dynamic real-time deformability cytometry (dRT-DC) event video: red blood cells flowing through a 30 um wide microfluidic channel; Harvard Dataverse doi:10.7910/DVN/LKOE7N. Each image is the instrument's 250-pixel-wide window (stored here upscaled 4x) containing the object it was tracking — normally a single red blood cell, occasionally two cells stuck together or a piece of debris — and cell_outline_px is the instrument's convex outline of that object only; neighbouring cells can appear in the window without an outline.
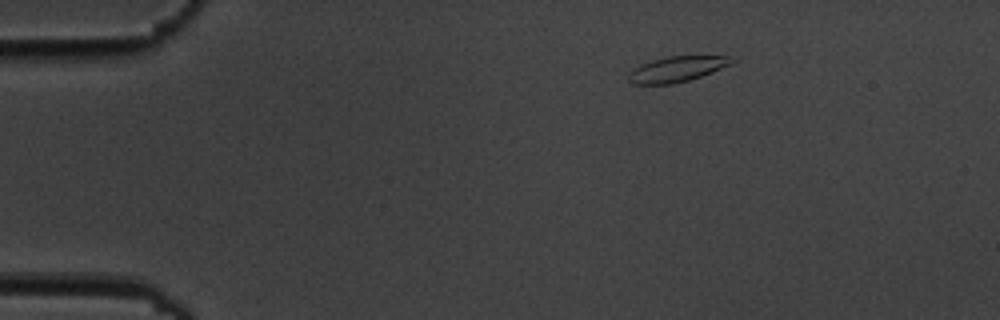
{"species": "common noctule bat (a hibernating species)", "species_latin": "Nyctalus noctula", "temperature_condition": "cold", "stored_images_in_passage": 9, "camera_frame_rate_fps": 3000, "um_per_image_px": 0.085, "animal": {"sex": "male", "body_mass_g": 19.5, "forearm_length_mm": 54.6}, "frame": {"image": 1, "passage_image": 1, "time_ms": 0.0, "image_size_px": [1000, 320], "cell_outline_px": [[736, 60], [732, 64], [712, 72], [688, 80], [672, 84], [632, 84], [628, 80], [628, 76], [632, 68], [652, 60], [668, 56], [728, 56]], "centroid_in_image_um": [57.52, 5.87], "position_along_channel_um": 27.5, "area_um2": 15.26}}
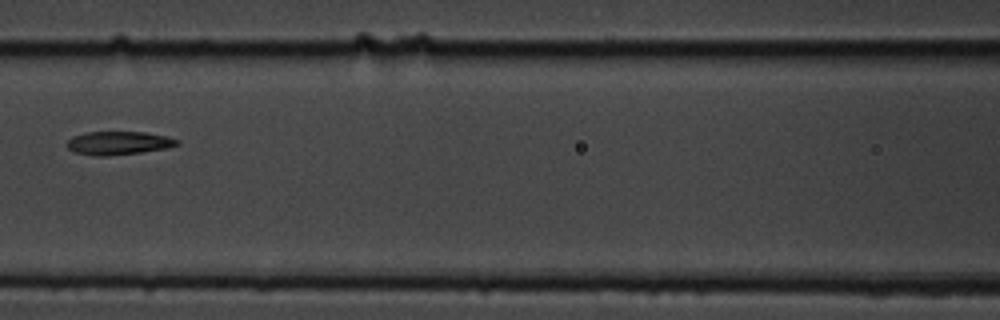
{"frame": {"image": 2, "passage_image": 6, "time_ms": 5.667, "image_size_px": [1000, 320], "cell_outline_px": [[180, 144], [164, 148], [140, 152], [108, 156], [92, 156], [72, 152], [64, 144], [72, 136], [84, 132], [144, 132], [164, 136], [180, 140]], "centroid_in_image_um": [9.98, 12.16], "position_along_channel_um": 156.6, "area_um2": 15.09}}
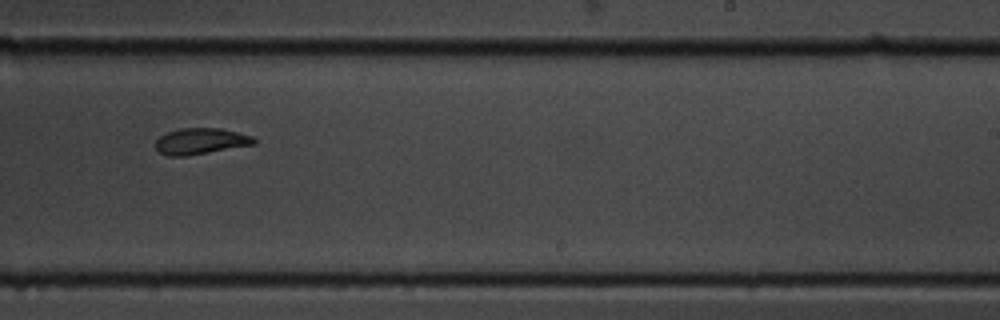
{"frame": {"image": 3, "passage_image": 9, "time_ms": 9.0, "image_size_px": [1000, 320], "cell_outline_px": [[256, 144], [184, 156], [168, 156], [160, 152], [156, 148], [156, 140], [160, 136], [168, 132], [180, 128], [220, 128], [252, 136], [256, 140]], "centroid_in_image_um": [17.05, 12.0], "position_along_channel_um": 271.9, "area_um2": 14.8}}